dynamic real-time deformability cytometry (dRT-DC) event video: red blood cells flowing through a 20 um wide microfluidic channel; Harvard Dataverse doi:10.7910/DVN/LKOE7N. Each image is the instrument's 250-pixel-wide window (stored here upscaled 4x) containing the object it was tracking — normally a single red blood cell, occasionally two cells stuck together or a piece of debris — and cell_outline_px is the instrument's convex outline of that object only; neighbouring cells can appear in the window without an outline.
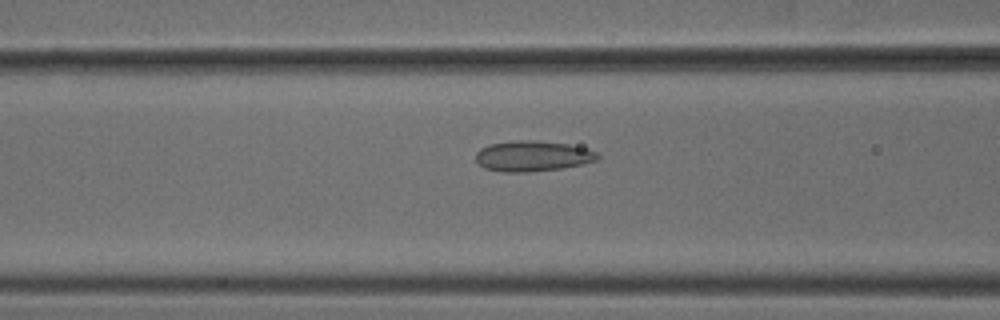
{"species": "common noctule bat (a hibernating species)", "species_latin": "Nyctalus noctula", "temperature_condition": "cold", "stored_images_in_passage": 38, "camera_frame_rate_fps": 3000, "um_per_image_px": 0.085, "animal": {"sex": "male", "body_mass_g": 18.8}, "frame": {"image": 1, "passage_image": 11, "time_ms": 3.333, "image_size_px": [1000, 320], "cell_outline_px": [[600, 156], [596, 160], [584, 164], [564, 168], [528, 172], [504, 172], [484, 168], [476, 160], [476, 152], [480, 148], [488, 144], [512, 140], [536, 140], [568, 144], [588, 148], [596, 152]], "centroid_in_image_um": [45.27, 13.26], "position_along_channel_um": 121.3, "area_um2": 21.96}}
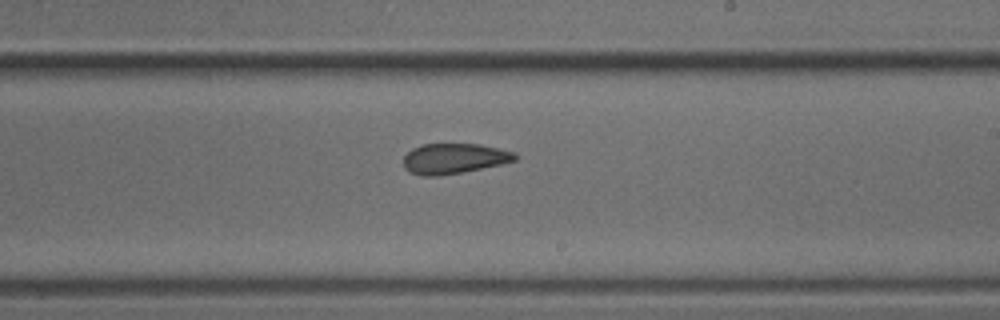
{"frame": {"image": 2, "passage_image": 21, "time_ms": 6.667, "image_size_px": [1000, 320], "cell_outline_px": [[516, 160], [500, 164], [440, 176], [420, 176], [408, 172], [404, 168], [404, 156], [412, 148], [420, 144], [480, 144], [516, 152]], "centroid_in_image_um": [38.54, 13.47], "position_along_channel_um": 250.5, "area_um2": 19.71}}
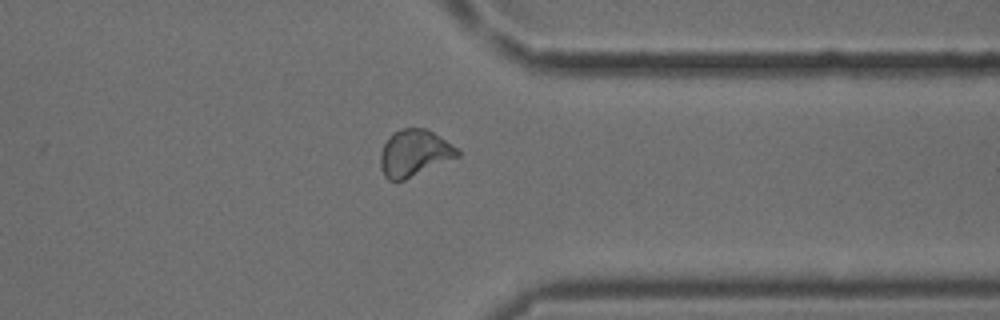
{"frame": {"image": 3, "passage_image": 31, "time_ms": 10.0, "image_size_px": [1000, 320], "cell_outline_px": [[460, 156], [404, 180], [388, 180], [384, 176], [380, 168], [380, 152], [388, 136], [392, 132], [400, 128], [424, 128], [440, 136], [456, 148], [460, 152]], "centroid_in_image_um": [35.18, 13.01], "position_along_channel_um": 376.2, "area_um2": 20.98}}